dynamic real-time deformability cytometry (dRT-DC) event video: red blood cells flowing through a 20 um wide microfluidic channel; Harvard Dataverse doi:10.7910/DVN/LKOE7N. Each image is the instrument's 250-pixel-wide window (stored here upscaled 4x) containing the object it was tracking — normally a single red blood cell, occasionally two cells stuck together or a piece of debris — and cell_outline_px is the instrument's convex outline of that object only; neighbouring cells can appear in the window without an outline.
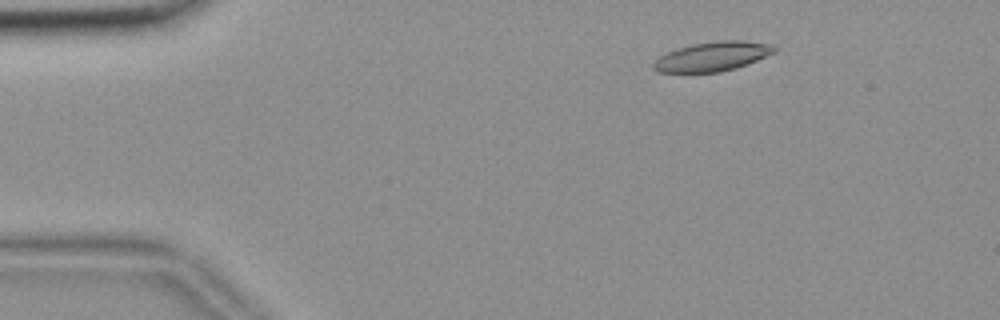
{"species": "common noctule bat (a hibernating species)", "species_latin": "Nyctalus noctula", "temperature_condition": "room temperature", "stored_images_in_passage": 54, "camera_frame_rate_fps": 3000, "um_per_image_px": 0.085, "animal": {"sex": "female", "body_mass_g": 18.4}, "frame": {"image": 1, "passage_image": 7, "time_ms": 2.0, "image_size_px": [1000, 320], "cell_outline_px": [[776, 52], [736, 68], [720, 72], [656, 72], [652, 68], [652, 64], [660, 56], [676, 48], [692, 44], [720, 40], [744, 40], [772, 44], [776, 48]], "centroid_in_image_um": [60.56, 4.79], "position_along_channel_um": 24.4, "area_um2": 20.69}}
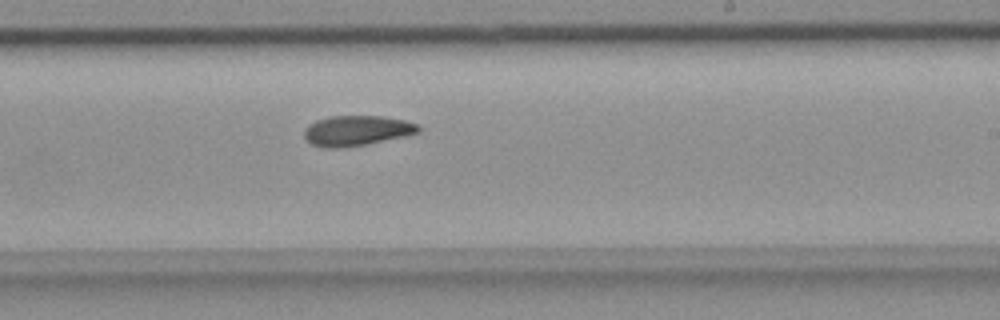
{"frame": {"image": 2, "passage_image": 32, "time_ms": 10.333, "image_size_px": [1000, 320], "cell_outline_px": [[420, 132], [364, 144], [340, 148], [324, 148], [312, 144], [304, 136], [304, 128], [308, 124], [316, 120], [328, 116], [384, 116], [404, 120], [420, 124]], "centroid_in_image_um": [30.29, 11.09], "position_along_channel_um": 258.7, "area_um2": 20.0}}
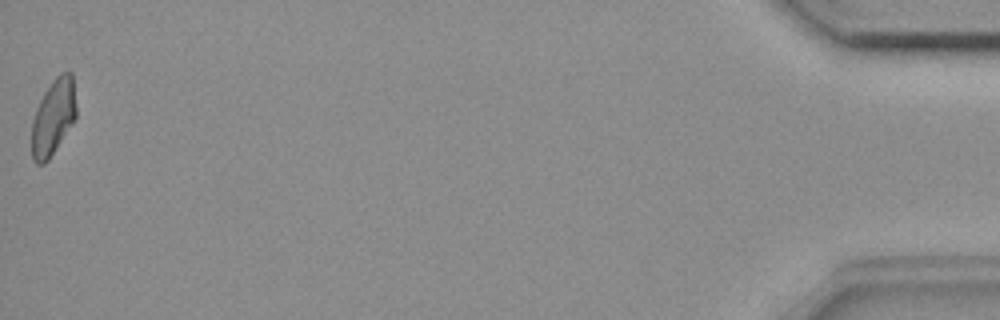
{"frame": {"image": 3, "passage_image": 54, "time_ms": 17.667, "image_size_px": [1000, 320], "cell_outline_px": [[76, 116], [48, 160], [44, 164], [36, 164], [32, 160], [32, 120], [36, 108], [44, 92], [52, 80], [60, 72], [72, 72], [76, 108]], "centroid_in_image_um": [4.51, 9.93], "position_along_channel_um": 430.7, "area_um2": 19.48}}